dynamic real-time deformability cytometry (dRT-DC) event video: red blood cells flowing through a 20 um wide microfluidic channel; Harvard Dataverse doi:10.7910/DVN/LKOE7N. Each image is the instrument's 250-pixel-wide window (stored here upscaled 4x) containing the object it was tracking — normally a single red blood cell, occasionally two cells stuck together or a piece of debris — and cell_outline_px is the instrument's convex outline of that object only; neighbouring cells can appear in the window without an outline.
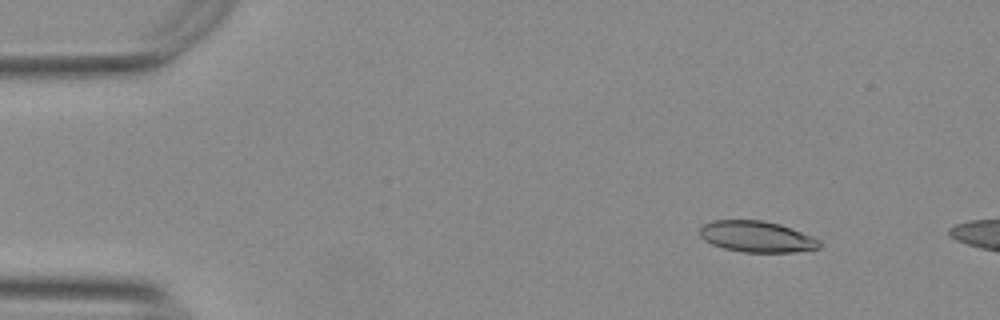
{"species": "Egyptian fruit bat (a non-hibernating species)", "species_latin": "Rousettus aegyptiacus", "temperature_condition": "warm", "stored_images_in_passage": 12, "camera_frame_rate_fps": 3000, "um_per_image_px": 0.085, "animal": {"sex": "female"}, "frame": {"image": 1, "passage_image": 6, "time_ms": 1.667, "image_size_px": [1000, 320], "cell_outline_px": [[824, 244], [820, 248], [792, 252], [744, 252], [724, 248], [712, 244], [704, 240], [700, 236], [700, 228], [704, 224], [712, 220], [764, 220], [780, 224], [812, 236], [820, 240]], "centroid_in_image_um": [64.35, 20.11], "position_along_channel_um": 20.7, "area_um2": 21.79}}